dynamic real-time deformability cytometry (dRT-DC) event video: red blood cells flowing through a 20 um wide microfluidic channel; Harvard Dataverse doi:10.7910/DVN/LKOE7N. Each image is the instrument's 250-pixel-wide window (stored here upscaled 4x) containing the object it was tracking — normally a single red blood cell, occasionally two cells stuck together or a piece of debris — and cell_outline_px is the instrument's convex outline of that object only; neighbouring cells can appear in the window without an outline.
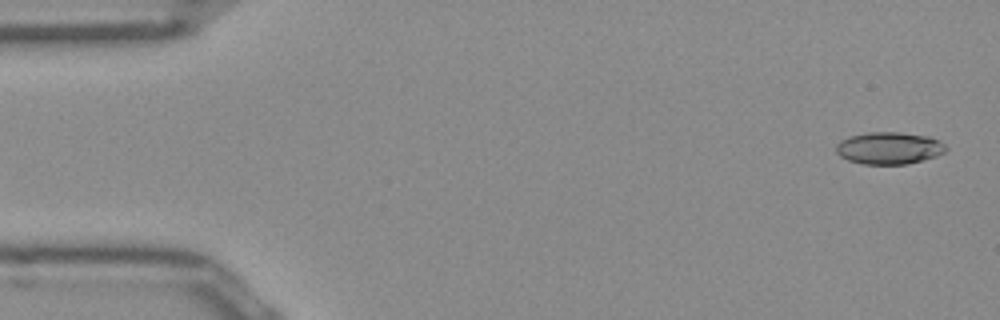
{"species": "Egyptian fruit bat (a non-hibernating species)", "species_latin": "Rousettus aegyptiacus", "temperature_condition": "room temperature", "stored_images_in_passage": 51, "camera_frame_rate_fps": 3000, "um_per_image_px": 0.085, "frame": {"image": 1, "passage_image": 2, "time_ms": 0.333, "image_size_px": [1000, 320], "cell_outline_px": [[948, 148], [944, 152], [936, 156], [924, 160], [908, 164], [864, 164], [848, 160], [840, 156], [836, 152], [836, 144], [840, 140], [848, 136], [868, 132], [900, 132], [928, 136], [940, 140]], "centroid_in_image_um": [75.57, 12.58], "position_along_channel_um": 9.4, "area_um2": 20.75}}
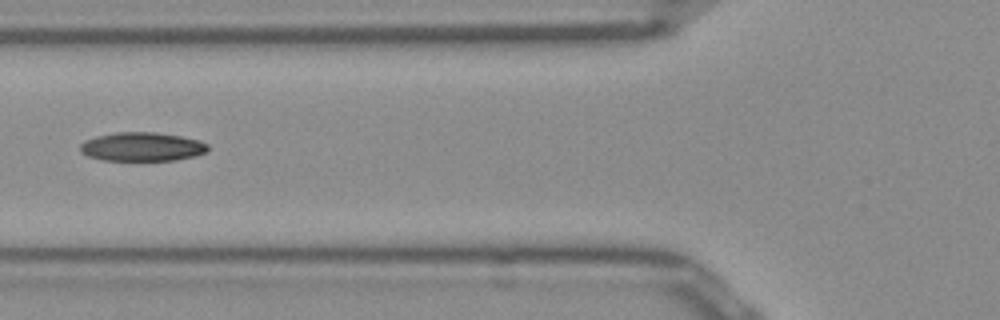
{"frame": {"image": 2, "passage_image": 19, "time_ms": 6.0, "image_size_px": [1000, 320], "cell_outline_px": [[208, 152], [196, 156], [172, 160], [104, 160], [88, 156], [80, 152], [80, 144], [84, 140], [96, 136], [116, 132], [156, 132], [180, 136], [200, 140], [208, 144]], "centroid_in_image_um": [12.08, 12.47], "position_along_channel_um": 113.7, "area_um2": 21.56}}
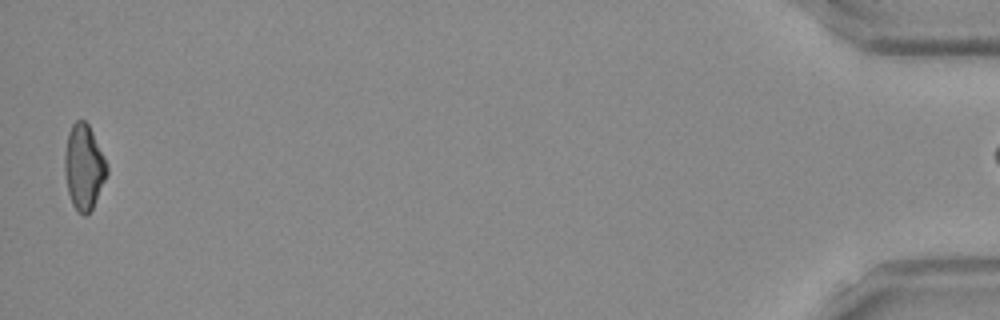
{"frame": {"image": 3, "passage_image": 50, "time_ms": 16.333, "image_size_px": [1000, 320], "cell_outline_px": [[108, 172], [92, 208], [84, 216], [72, 204], [68, 192], [64, 172], [64, 152], [68, 132], [72, 124], [76, 120], [84, 120], [88, 124], [92, 132], [108, 168]], "centroid_in_image_um": [7.09, 14.17], "position_along_channel_um": 428.1, "area_um2": 20.58}}